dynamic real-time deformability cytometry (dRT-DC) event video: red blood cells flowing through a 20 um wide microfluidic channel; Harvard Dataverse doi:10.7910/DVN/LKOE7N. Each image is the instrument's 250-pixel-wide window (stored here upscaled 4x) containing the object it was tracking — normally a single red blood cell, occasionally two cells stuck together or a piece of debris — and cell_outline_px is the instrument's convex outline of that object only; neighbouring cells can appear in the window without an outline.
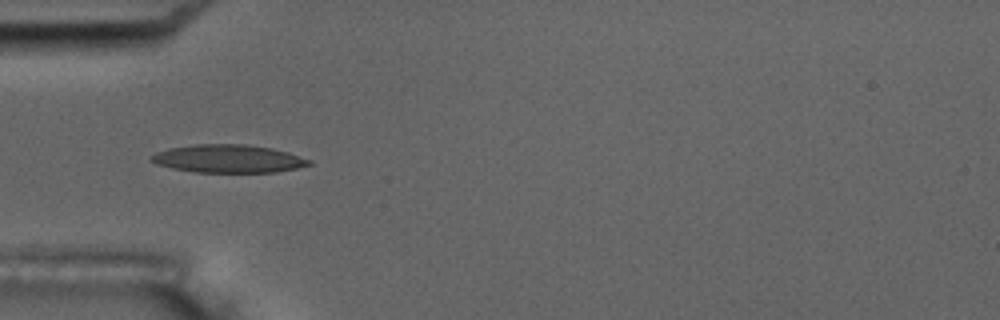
{"species": "common noctule bat (a hibernating species)", "species_latin": "Nyctalus noctula", "temperature_condition": "room temperature", "stored_images_in_passage": 15, "camera_frame_rate_fps": 3000, "um_per_image_px": 0.085, "animal": {"sex": "male", "body_mass_g": 17.5, "forearm_length_mm": 52.3}, "frame": {"image": 1, "passage_image": 5, "time_ms": 5.333, "image_size_px": [1000, 320], "cell_outline_px": [[312, 164], [296, 168], [276, 172], [196, 172], [172, 168], [156, 164], [148, 160], [156, 152], [168, 148], [196, 144], [248, 144], [272, 148], [288, 152], [312, 160]], "centroid_in_image_um": [19.4, 13.48], "position_along_channel_um": 65.6, "area_um2": 25.84}}
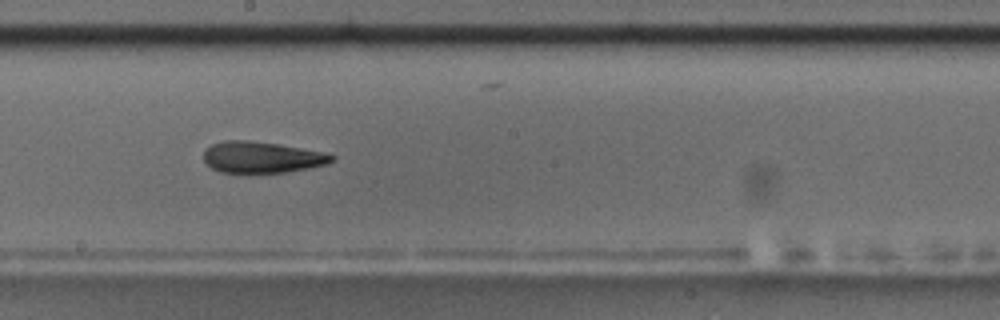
{"frame": {"image": 2, "passage_image": 9, "time_ms": 10.0, "image_size_px": [1000, 320], "cell_outline_px": [[336, 156], [328, 164], [288, 172], [220, 172], [212, 168], [204, 160], [204, 148], [212, 144], [224, 140], [248, 140], [276, 144], [324, 152]], "centroid_in_image_um": [22.24, 13.36], "position_along_channel_um": 226.0, "area_um2": 23.18}, "authors_computed_cell_mechanics": {"area_um2": 23.3512, "velocity_mm_per_s": 3.4546, "shape_relaxation_time_tau1_ms": null, "shape_relaxation_time_tau2_ms": 4.5461, "deformation_change_tau1": null, "deformation_change_tau2": 0.1122}}